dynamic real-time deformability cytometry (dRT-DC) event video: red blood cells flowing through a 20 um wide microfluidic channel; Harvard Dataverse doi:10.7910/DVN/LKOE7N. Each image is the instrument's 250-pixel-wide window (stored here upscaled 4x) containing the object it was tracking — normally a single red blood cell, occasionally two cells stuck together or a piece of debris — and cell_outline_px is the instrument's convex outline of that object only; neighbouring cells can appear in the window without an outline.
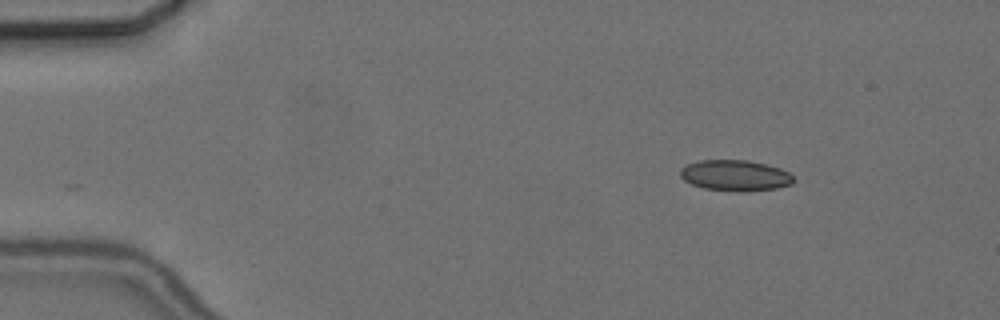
{"species": "common noctule bat (a hibernating species)", "species_latin": "Nyctalus noctula", "temperature_condition": "cold", "stored_images_in_passage": 6, "camera_frame_rate_fps": 3000, "um_per_image_px": 0.085, "animal": {"sex": "female", "body_mass_g": 24.6, "forearm_length_mm": 56.2}, "frame": {"image": 1, "passage_image": 1, "time_ms": 0.0, "image_size_px": [1000, 320], "cell_outline_px": [[796, 180], [792, 184], [776, 188], [744, 192], [736, 192], [704, 188], [692, 184], [684, 180], [680, 176], [680, 168], [688, 164], [700, 160], [748, 160], [780, 168], [788, 172]], "centroid_in_image_um": [62.49, 14.92], "position_along_channel_um": 22.5, "area_um2": 20.46}}
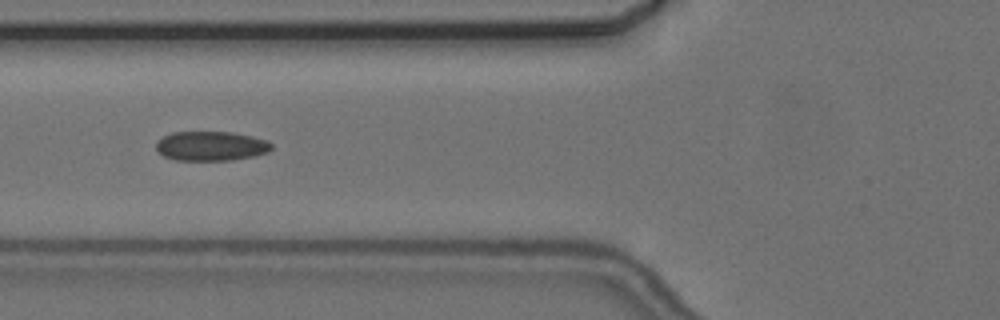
{"frame": {"image": 2, "passage_image": 5, "time_ms": 4.667, "image_size_px": [1000, 320], "cell_outline_px": [[272, 148], [268, 152], [252, 156], [232, 160], [176, 160], [164, 156], [156, 148], [156, 144], [164, 136], [172, 132], [232, 132], [252, 136], [268, 140], [272, 144]], "centroid_in_image_um": [17.97, 12.41], "position_along_channel_um": 107.8, "area_um2": 19.71}}
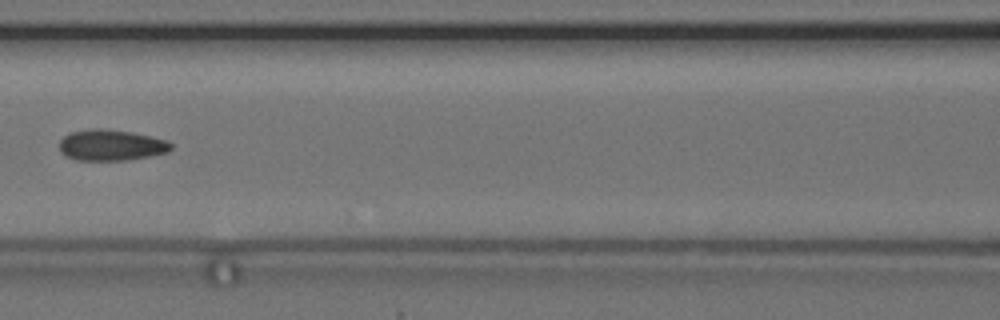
{"frame": {"image": 3, "passage_image": 6, "time_ms": 6.0, "image_size_px": [1000, 320], "cell_outline_px": [[172, 148], [168, 152], [128, 160], [76, 160], [60, 152], [60, 140], [64, 136], [72, 132], [92, 128], [100, 128], [132, 132], [168, 140], [172, 144]], "centroid_in_image_um": [9.46, 12.33], "position_along_channel_um": 157.1, "area_um2": 20.11}}